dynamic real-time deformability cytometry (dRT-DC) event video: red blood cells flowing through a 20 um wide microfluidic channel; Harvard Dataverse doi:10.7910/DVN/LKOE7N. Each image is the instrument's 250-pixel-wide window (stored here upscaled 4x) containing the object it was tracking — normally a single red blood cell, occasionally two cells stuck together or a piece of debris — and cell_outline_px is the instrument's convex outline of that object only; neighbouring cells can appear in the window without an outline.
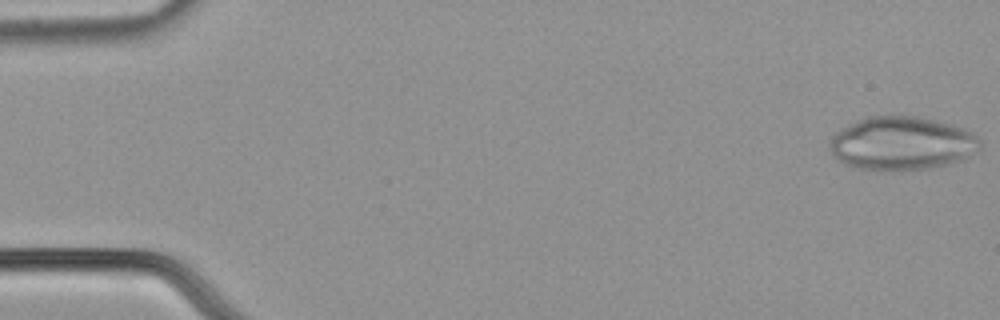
{"species": "common noctule bat (a hibernating species)", "species_latin": "Nyctalus noctula", "temperature_condition": "cold", "stored_images_in_passage": 54, "camera_frame_rate_fps": 3000, "um_per_image_px": 0.085, "animal": {"sex": "male", "body_mass_g": 21.5, "forearm_length_mm": 52.0}, "frame": {"image": 1, "passage_image": 1, "time_ms": 0.0, "image_size_px": [1000, 320], "cell_outline_px": [[980, 148], [968, 156], [960, 160], [948, 164], [928, 168], [880, 172], [856, 168], [832, 156], [828, 148], [828, 144], [832, 136], [840, 128], [856, 120], [868, 116], [916, 116], [936, 120], [964, 128], [972, 132], [980, 140]], "centroid_in_image_um": [76.6, 12.19], "position_along_channel_um": 8.4, "area_um2": 47.28}}
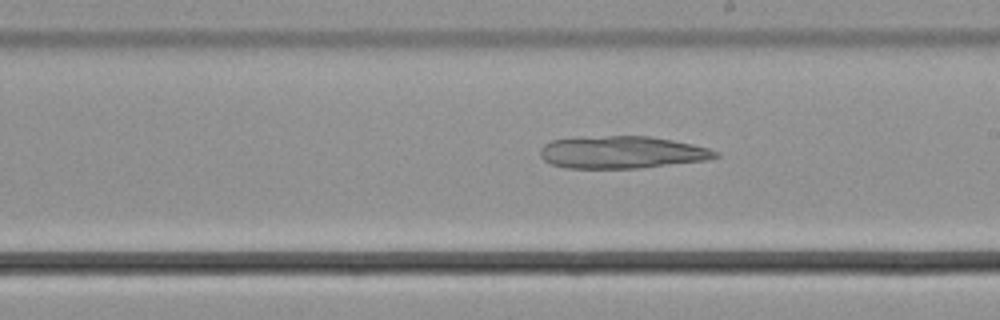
{"frame": {"image": 2, "passage_image": 31, "time_ms": 10.0, "image_size_px": [1000, 320], "cell_outline_px": [[720, 156], [708, 160], [640, 168], [568, 168], [552, 164], [544, 160], [540, 156], [540, 148], [544, 144], [552, 140], [608, 136], [648, 136], [672, 140], [692, 144], [708, 148], [716, 152]], "centroid_in_image_um": [52.87, 12.95], "position_along_channel_um": 236.1, "area_um2": 32.77}}
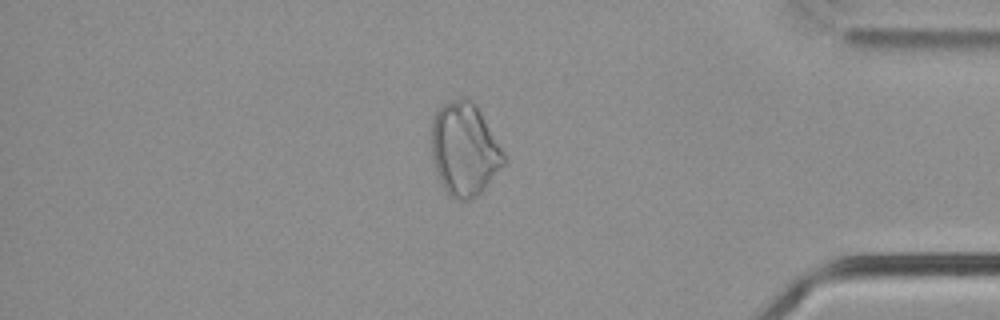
{"frame": {"image": 3, "passage_image": 46, "time_ms": 15.0, "image_size_px": [1000, 320], "cell_outline_px": [[508, 164], [476, 196], [468, 200], [460, 200], [452, 196], [444, 188], [440, 180], [432, 156], [432, 120], [436, 112], [444, 104], [460, 96], [464, 96], [472, 100], [476, 104], [508, 156]], "centroid_in_image_um": [39.55, 12.66], "position_along_channel_um": 395.7, "area_um2": 39.59}}